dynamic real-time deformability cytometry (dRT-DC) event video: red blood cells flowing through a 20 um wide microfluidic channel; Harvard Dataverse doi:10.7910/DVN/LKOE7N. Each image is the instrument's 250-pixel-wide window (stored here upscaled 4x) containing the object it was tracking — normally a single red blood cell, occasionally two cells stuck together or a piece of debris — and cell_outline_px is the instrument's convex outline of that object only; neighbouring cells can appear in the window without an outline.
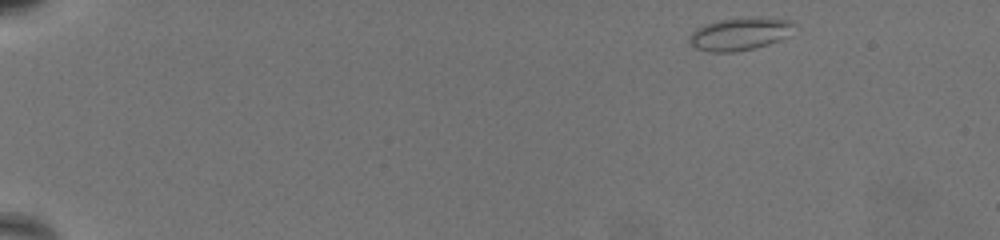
{"species": "common noctule bat (a hibernating species)", "species_latin": "Nyctalus noctula", "temperature_condition": "warm", "stored_images_in_passage": 59, "camera_frame_rate_fps": 3000, "um_per_image_px": 0.085, "animal": {"sex": "female", "body_mass_g": 19.5, "forearm_length_mm": 54.1}, "frame": {"image": 1, "passage_image": 1, "time_ms": 0.0, "image_size_px": [1000, 240], "cell_outline_px": [[796, 24], [788, 36], [768, 44], [756, 48], [736, 52], [708, 52], [696, 48], [688, 40], [688, 36], [696, 28], [704, 24], [716, 20], [756, 16], [792, 20]], "centroid_in_image_um": [62.89, 2.87], "position_along_channel_um": 22.1, "area_um2": 20.35}}
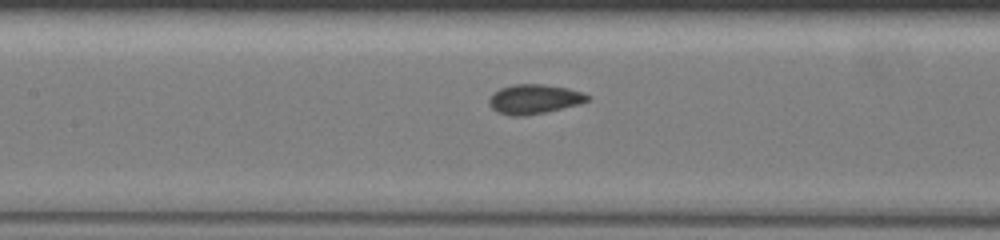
{"frame": {"image": 2, "passage_image": 27, "time_ms": 8.667, "image_size_px": [1000, 240], "cell_outline_px": [[592, 100], [580, 104], [544, 112], [524, 116], [508, 116], [496, 112], [488, 104], [488, 100], [492, 92], [500, 88], [512, 84], [544, 84], [568, 88], [584, 92], [592, 96]], "centroid_in_image_um": [45.41, 8.42], "position_along_channel_um": 162.0, "area_um2": 17.34}}
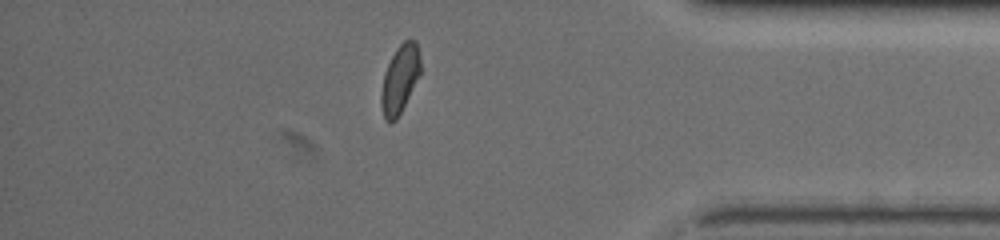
{"frame": {"image": 3, "passage_image": 51, "time_ms": 16.667, "image_size_px": [1000, 240], "cell_outline_px": [[420, 72], [396, 120], [388, 124], [384, 120], [380, 104], [380, 92], [384, 72], [396, 48], [404, 40], [416, 40], [420, 56]], "centroid_in_image_um": [33.95, 6.74], "position_along_channel_um": 401.3, "area_um2": 15.49}, "authors_computed_cell_mechanics": {"area_um2": 16.5886, "velocity_mm_per_s": 3.2536, "shape_relaxation_time_tau1_ms": 3.8812, "shape_relaxation_time_tau2_ms": 0.9371, "deformation_change_tau1": 0.1257, "deformation_change_tau2": 0.0592}}